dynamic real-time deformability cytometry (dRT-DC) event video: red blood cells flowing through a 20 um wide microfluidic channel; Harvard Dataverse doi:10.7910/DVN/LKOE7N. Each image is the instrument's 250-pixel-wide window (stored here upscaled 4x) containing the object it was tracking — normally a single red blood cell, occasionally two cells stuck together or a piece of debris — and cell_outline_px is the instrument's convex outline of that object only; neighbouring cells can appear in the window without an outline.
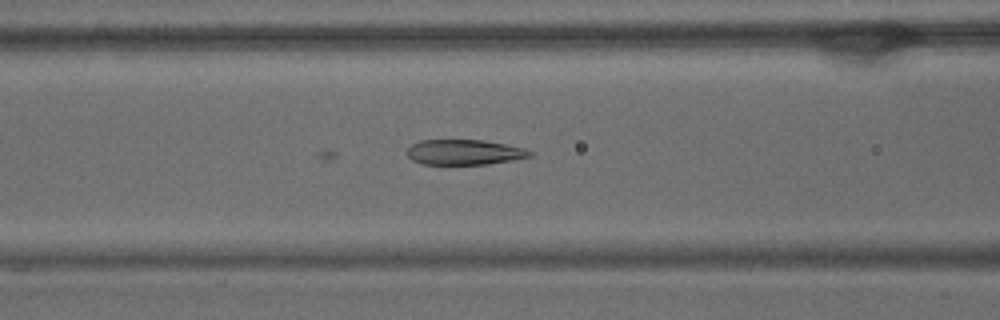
{"species": "common noctule bat (a hibernating species)", "species_latin": "Nyctalus noctula", "temperature_condition": "warm", "stored_images_in_passage": 22, "camera_frame_rate_fps": 3000, "um_per_image_px": 0.085, "animal": {"sex": "male", "body_mass_g": 15.6}, "frame": {"image": 1, "passage_image": 22, "time_ms": 7.0, "image_size_px": [1000, 320], "cell_outline_px": [[532, 156], [512, 160], [488, 164], [420, 164], [412, 160], [404, 152], [412, 144], [420, 140], [484, 140], [524, 148], [532, 152]], "centroid_in_image_um": [39.42, 12.94], "position_along_channel_um": 127.2, "area_um2": 18.09}}